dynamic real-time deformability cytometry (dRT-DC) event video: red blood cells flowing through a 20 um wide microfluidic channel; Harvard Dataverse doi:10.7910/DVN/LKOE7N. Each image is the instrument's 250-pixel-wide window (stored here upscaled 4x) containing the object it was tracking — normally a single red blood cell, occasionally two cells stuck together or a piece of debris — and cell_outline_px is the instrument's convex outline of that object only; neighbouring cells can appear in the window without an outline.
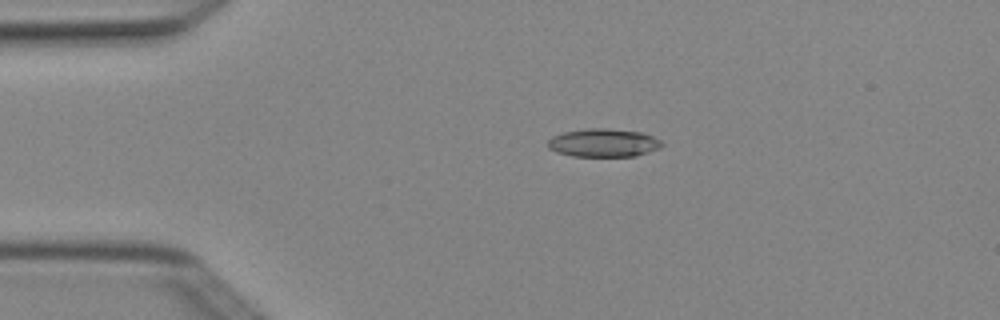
{"species": "Egyptian fruit bat (a non-hibernating species)", "species_latin": "Rousettus aegyptiacus", "temperature_condition": "cold", "stored_images_in_passage": 2, "camera_frame_rate_fps": 3000, "um_per_image_px": 0.085, "animal": {"sex": "female"}, "frame": {"image": 1, "passage_image": 1, "time_ms": 0.0, "image_size_px": [1000, 320], "cell_outline_px": [[664, 144], [660, 148], [636, 156], [572, 156], [556, 152], [548, 148], [548, 140], [552, 136], [564, 132], [588, 128], [608, 128], [644, 132], [660, 140]], "centroid_in_image_um": [51.3, 12.13], "position_along_channel_um": 33.7, "area_um2": 18.9}}